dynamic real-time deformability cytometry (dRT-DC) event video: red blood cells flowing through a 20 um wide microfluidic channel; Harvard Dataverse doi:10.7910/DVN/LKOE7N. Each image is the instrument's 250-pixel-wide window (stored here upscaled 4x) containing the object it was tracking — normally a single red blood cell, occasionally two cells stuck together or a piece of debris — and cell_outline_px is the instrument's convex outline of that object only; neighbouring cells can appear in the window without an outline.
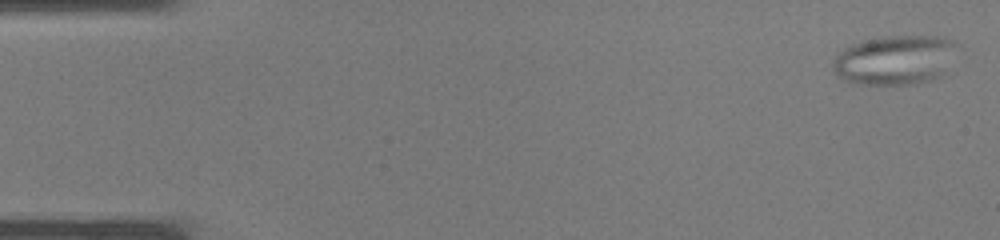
{"species": "common noctule bat (a hibernating species)", "species_latin": "Nyctalus noctula", "temperature_condition": "warm", "stored_images_in_passage": 37, "camera_frame_rate_fps": 3000, "um_per_image_px": 0.085, "animal": {"sex": "male", "body_mass_g": 19.0, "forearm_length_mm": 50.8}, "frame": {"image": 1, "passage_image": 1, "time_ms": 0.0, "image_size_px": [1000, 240], "cell_outline_px": [[952, 44], [940, 76], [932, 80], [916, 84], [852, 84], [840, 76], [832, 68], [832, 60], [844, 48], [852, 44], [864, 40], [884, 36], [936, 36], [952, 40]], "centroid_in_image_um": [75.92, 5.11], "position_along_channel_um": 9.1, "area_um2": 34.74}}
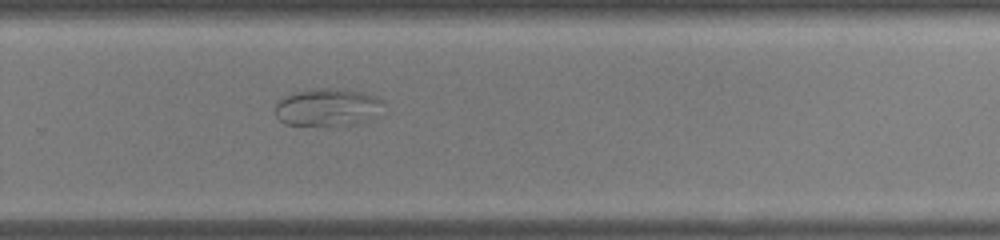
{"frame": {"image": 2, "passage_image": 25, "time_ms": 8.0, "image_size_px": [1000, 240], "cell_outline_px": [[384, 100], [376, 116], [368, 120], [356, 124], [332, 128], [284, 124], [276, 116], [276, 104], [284, 96], [292, 92], [316, 88], [344, 88], [376, 96]], "centroid_in_image_um": [27.83, 9.15], "position_along_channel_um": 302.0, "area_um2": 24.57}}
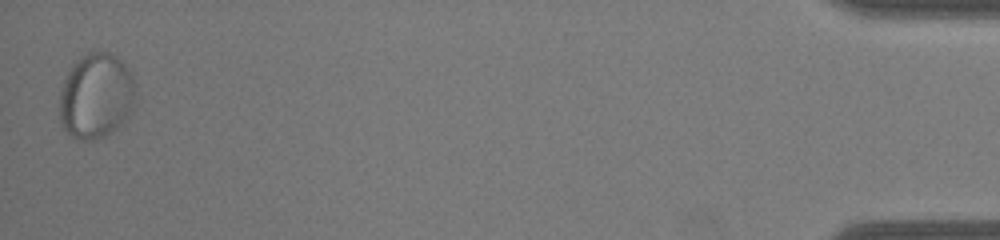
{"frame": {"image": 3, "passage_image": 37, "time_ms": 12.0, "image_size_px": [1000, 240], "cell_outline_px": [[136, 88], [132, 108], [124, 120], [116, 128], [104, 136], [92, 140], [80, 140], [68, 136], [60, 120], [60, 92], [64, 80], [72, 64], [80, 56], [88, 52], [108, 52], [116, 56], [132, 72], [136, 84]], "centroid_in_image_um": [8.16, 8.14], "position_along_channel_um": 427.0, "area_um2": 37.97}}